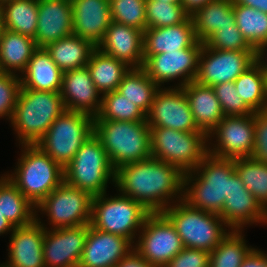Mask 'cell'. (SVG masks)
Returning a JSON list of instances; mask_svg holds the SVG:
<instances>
[{"instance_id": "cell-22", "label": "cell", "mask_w": 267, "mask_h": 267, "mask_svg": "<svg viewBox=\"0 0 267 267\" xmlns=\"http://www.w3.org/2000/svg\"><path fill=\"white\" fill-rule=\"evenodd\" d=\"M71 4L73 34L98 46L112 22L109 0H71Z\"/></svg>"}, {"instance_id": "cell-11", "label": "cell", "mask_w": 267, "mask_h": 267, "mask_svg": "<svg viewBox=\"0 0 267 267\" xmlns=\"http://www.w3.org/2000/svg\"><path fill=\"white\" fill-rule=\"evenodd\" d=\"M134 248L150 265L164 267L183 248L175 226L163 212L150 213Z\"/></svg>"}, {"instance_id": "cell-29", "label": "cell", "mask_w": 267, "mask_h": 267, "mask_svg": "<svg viewBox=\"0 0 267 267\" xmlns=\"http://www.w3.org/2000/svg\"><path fill=\"white\" fill-rule=\"evenodd\" d=\"M97 48L90 40L71 34L53 42L44 49L63 71L87 66L92 52Z\"/></svg>"}, {"instance_id": "cell-45", "label": "cell", "mask_w": 267, "mask_h": 267, "mask_svg": "<svg viewBox=\"0 0 267 267\" xmlns=\"http://www.w3.org/2000/svg\"><path fill=\"white\" fill-rule=\"evenodd\" d=\"M254 148L251 157L267 164V109L254 112Z\"/></svg>"}, {"instance_id": "cell-23", "label": "cell", "mask_w": 267, "mask_h": 267, "mask_svg": "<svg viewBox=\"0 0 267 267\" xmlns=\"http://www.w3.org/2000/svg\"><path fill=\"white\" fill-rule=\"evenodd\" d=\"M38 219L31 224L14 227L10 240L9 260L6 267H45L43 242L45 228Z\"/></svg>"}, {"instance_id": "cell-54", "label": "cell", "mask_w": 267, "mask_h": 267, "mask_svg": "<svg viewBox=\"0 0 267 267\" xmlns=\"http://www.w3.org/2000/svg\"><path fill=\"white\" fill-rule=\"evenodd\" d=\"M159 1H163V2H166V3H170V4L181 3V0H159Z\"/></svg>"}, {"instance_id": "cell-41", "label": "cell", "mask_w": 267, "mask_h": 267, "mask_svg": "<svg viewBox=\"0 0 267 267\" xmlns=\"http://www.w3.org/2000/svg\"><path fill=\"white\" fill-rule=\"evenodd\" d=\"M112 21L145 31L146 0H109Z\"/></svg>"}, {"instance_id": "cell-6", "label": "cell", "mask_w": 267, "mask_h": 267, "mask_svg": "<svg viewBox=\"0 0 267 267\" xmlns=\"http://www.w3.org/2000/svg\"><path fill=\"white\" fill-rule=\"evenodd\" d=\"M64 181L92 196L106 193L109 179L115 182V169L101 140L92 134L64 168Z\"/></svg>"}, {"instance_id": "cell-10", "label": "cell", "mask_w": 267, "mask_h": 267, "mask_svg": "<svg viewBox=\"0 0 267 267\" xmlns=\"http://www.w3.org/2000/svg\"><path fill=\"white\" fill-rule=\"evenodd\" d=\"M105 194L93 196L90 226L123 236L132 243L135 231L142 228L151 212L130 197L106 198Z\"/></svg>"}, {"instance_id": "cell-55", "label": "cell", "mask_w": 267, "mask_h": 267, "mask_svg": "<svg viewBox=\"0 0 267 267\" xmlns=\"http://www.w3.org/2000/svg\"><path fill=\"white\" fill-rule=\"evenodd\" d=\"M13 1V0H0V7L5 4L6 2Z\"/></svg>"}, {"instance_id": "cell-35", "label": "cell", "mask_w": 267, "mask_h": 267, "mask_svg": "<svg viewBox=\"0 0 267 267\" xmlns=\"http://www.w3.org/2000/svg\"><path fill=\"white\" fill-rule=\"evenodd\" d=\"M159 87L143 68H131L118 85L117 91L147 114Z\"/></svg>"}, {"instance_id": "cell-17", "label": "cell", "mask_w": 267, "mask_h": 267, "mask_svg": "<svg viewBox=\"0 0 267 267\" xmlns=\"http://www.w3.org/2000/svg\"><path fill=\"white\" fill-rule=\"evenodd\" d=\"M51 230L45 228V267H78L88 235V224Z\"/></svg>"}, {"instance_id": "cell-25", "label": "cell", "mask_w": 267, "mask_h": 267, "mask_svg": "<svg viewBox=\"0 0 267 267\" xmlns=\"http://www.w3.org/2000/svg\"><path fill=\"white\" fill-rule=\"evenodd\" d=\"M182 88L187 96L195 124L210 138L212 130L225 116L213 88L195 80Z\"/></svg>"}, {"instance_id": "cell-19", "label": "cell", "mask_w": 267, "mask_h": 267, "mask_svg": "<svg viewBox=\"0 0 267 267\" xmlns=\"http://www.w3.org/2000/svg\"><path fill=\"white\" fill-rule=\"evenodd\" d=\"M73 34L71 0H38V23L34 38L38 48Z\"/></svg>"}, {"instance_id": "cell-8", "label": "cell", "mask_w": 267, "mask_h": 267, "mask_svg": "<svg viewBox=\"0 0 267 267\" xmlns=\"http://www.w3.org/2000/svg\"><path fill=\"white\" fill-rule=\"evenodd\" d=\"M179 200L180 204L170 205L163 213L175 226L184 247L210 253L228 234L222 228L224 221L218 214L191 207L182 197Z\"/></svg>"}, {"instance_id": "cell-26", "label": "cell", "mask_w": 267, "mask_h": 267, "mask_svg": "<svg viewBox=\"0 0 267 267\" xmlns=\"http://www.w3.org/2000/svg\"><path fill=\"white\" fill-rule=\"evenodd\" d=\"M219 216L224 225L232 230H239L249 222H267V211L261 206L252 193L246 188L243 191H233L226 196ZM243 225V226H242Z\"/></svg>"}, {"instance_id": "cell-39", "label": "cell", "mask_w": 267, "mask_h": 267, "mask_svg": "<svg viewBox=\"0 0 267 267\" xmlns=\"http://www.w3.org/2000/svg\"><path fill=\"white\" fill-rule=\"evenodd\" d=\"M102 96L101 109L94 119L146 121V114L117 90Z\"/></svg>"}, {"instance_id": "cell-38", "label": "cell", "mask_w": 267, "mask_h": 267, "mask_svg": "<svg viewBox=\"0 0 267 267\" xmlns=\"http://www.w3.org/2000/svg\"><path fill=\"white\" fill-rule=\"evenodd\" d=\"M240 230H232L210 252L209 267H240L254 248H248Z\"/></svg>"}, {"instance_id": "cell-32", "label": "cell", "mask_w": 267, "mask_h": 267, "mask_svg": "<svg viewBox=\"0 0 267 267\" xmlns=\"http://www.w3.org/2000/svg\"><path fill=\"white\" fill-rule=\"evenodd\" d=\"M37 23L38 0H13L0 7L1 28L34 39Z\"/></svg>"}, {"instance_id": "cell-48", "label": "cell", "mask_w": 267, "mask_h": 267, "mask_svg": "<svg viewBox=\"0 0 267 267\" xmlns=\"http://www.w3.org/2000/svg\"><path fill=\"white\" fill-rule=\"evenodd\" d=\"M240 267H267V255L254 248Z\"/></svg>"}, {"instance_id": "cell-50", "label": "cell", "mask_w": 267, "mask_h": 267, "mask_svg": "<svg viewBox=\"0 0 267 267\" xmlns=\"http://www.w3.org/2000/svg\"><path fill=\"white\" fill-rule=\"evenodd\" d=\"M233 4H241L244 6L258 9L267 14V0H232Z\"/></svg>"}, {"instance_id": "cell-49", "label": "cell", "mask_w": 267, "mask_h": 267, "mask_svg": "<svg viewBox=\"0 0 267 267\" xmlns=\"http://www.w3.org/2000/svg\"><path fill=\"white\" fill-rule=\"evenodd\" d=\"M214 0H181L184 10L192 16L197 10Z\"/></svg>"}, {"instance_id": "cell-53", "label": "cell", "mask_w": 267, "mask_h": 267, "mask_svg": "<svg viewBox=\"0 0 267 267\" xmlns=\"http://www.w3.org/2000/svg\"><path fill=\"white\" fill-rule=\"evenodd\" d=\"M259 63H260V66L262 67V70H263V73H264V76L266 77L267 79V63L261 61V60H257ZM263 62V64H262Z\"/></svg>"}, {"instance_id": "cell-15", "label": "cell", "mask_w": 267, "mask_h": 267, "mask_svg": "<svg viewBox=\"0 0 267 267\" xmlns=\"http://www.w3.org/2000/svg\"><path fill=\"white\" fill-rule=\"evenodd\" d=\"M158 90L146 121L149 127H162L183 132L200 131L194 122L187 96L182 87Z\"/></svg>"}, {"instance_id": "cell-16", "label": "cell", "mask_w": 267, "mask_h": 267, "mask_svg": "<svg viewBox=\"0 0 267 267\" xmlns=\"http://www.w3.org/2000/svg\"><path fill=\"white\" fill-rule=\"evenodd\" d=\"M215 131V132H214ZM218 138L217 147L208 153L226 159L251 157L254 148V114L224 116L212 130Z\"/></svg>"}, {"instance_id": "cell-40", "label": "cell", "mask_w": 267, "mask_h": 267, "mask_svg": "<svg viewBox=\"0 0 267 267\" xmlns=\"http://www.w3.org/2000/svg\"><path fill=\"white\" fill-rule=\"evenodd\" d=\"M189 17L181 3L170 4L159 0H146L147 28L182 24Z\"/></svg>"}, {"instance_id": "cell-31", "label": "cell", "mask_w": 267, "mask_h": 267, "mask_svg": "<svg viewBox=\"0 0 267 267\" xmlns=\"http://www.w3.org/2000/svg\"><path fill=\"white\" fill-rule=\"evenodd\" d=\"M124 62L105 54L96 48L87 63V68L95 87L106 94L118 89L123 77L131 69Z\"/></svg>"}, {"instance_id": "cell-24", "label": "cell", "mask_w": 267, "mask_h": 267, "mask_svg": "<svg viewBox=\"0 0 267 267\" xmlns=\"http://www.w3.org/2000/svg\"><path fill=\"white\" fill-rule=\"evenodd\" d=\"M198 42L191 16L182 24L146 28L143 32V54L156 55L172 52Z\"/></svg>"}, {"instance_id": "cell-27", "label": "cell", "mask_w": 267, "mask_h": 267, "mask_svg": "<svg viewBox=\"0 0 267 267\" xmlns=\"http://www.w3.org/2000/svg\"><path fill=\"white\" fill-rule=\"evenodd\" d=\"M20 78L22 89L60 92L63 71L55 64L44 48H38Z\"/></svg>"}, {"instance_id": "cell-37", "label": "cell", "mask_w": 267, "mask_h": 267, "mask_svg": "<svg viewBox=\"0 0 267 267\" xmlns=\"http://www.w3.org/2000/svg\"><path fill=\"white\" fill-rule=\"evenodd\" d=\"M234 165L245 188L267 211V164L245 157L234 159Z\"/></svg>"}, {"instance_id": "cell-18", "label": "cell", "mask_w": 267, "mask_h": 267, "mask_svg": "<svg viewBox=\"0 0 267 267\" xmlns=\"http://www.w3.org/2000/svg\"><path fill=\"white\" fill-rule=\"evenodd\" d=\"M131 242L88 224V235L78 267H115L131 250Z\"/></svg>"}, {"instance_id": "cell-44", "label": "cell", "mask_w": 267, "mask_h": 267, "mask_svg": "<svg viewBox=\"0 0 267 267\" xmlns=\"http://www.w3.org/2000/svg\"><path fill=\"white\" fill-rule=\"evenodd\" d=\"M20 89V78L16 74L0 72V117L11 119Z\"/></svg>"}, {"instance_id": "cell-36", "label": "cell", "mask_w": 267, "mask_h": 267, "mask_svg": "<svg viewBox=\"0 0 267 267\" xmlns=\"http://www.w3.org/2000/svg\"><path fill=\"white\" fill-rule=\"evenodd\" d=\"M233 13L243 37L257 51L267 41V14L241 4H233Z\"/></svg>"}, {"instance_id": "cell-4", "label": "cell", "mask_w": 267, "mask_h": 267, "mask_svg": "<svg viewBox=\"0 0 267 267\" xmlns=\"http://www.w3.org/2000/svg\"><path fill=\"white\" fill-rule=\"evenodd\" d=\"M65 110L60 92L21 88L11 124L21 144H36Z\"/></svg>"}, {"instance_id": "cell-34", "label": "cell", "mask_w": 267, "mask_h": 267, "mask_svg": "<svg viewBox=\"0 0 267 267\" xmlns=\"http://www.w3.org/2000/svg\"><path fill=\"white\" fill-rule=\"evenodd\" d=\"M240 98L253 111L267 109V79L256 60L234 81Z\"/></svg>"}, {"instance_id": "cell-5", "label": "cell", "mask_w": 267, "mask_h": 267, "mask_svg": "<svg viewBox=\"0 0 267 267\" xmlns=\"http://www.w3.org/2000/svg\"><path fill=\"white\" fill-rule=\"evenodd\" d=\"M23 146L26 151L14 176L7 177L36 206L64 181V169L36 144Z\"/></svg>"}, {"instance_id": "cell-14", "label": "cell", "mask_w": 267, "mask_h": 267, "mask_svg": "<svg viewBox=\"0 0 267 267\" xmlns=\"http://www.w3.org/2000/svg\"><path fill=\"white\" fill-rule=\"evenodd\" d=\"M202 46L203 43L198 41L188 48L156 55H144L142 68L159 87L160 83L180 78V76L184 79L178 87H183L196 78Z\"/></svg>"}, {"instance_id": "cell-46", "label": "cell", "mask_w": 267, "mask_h": 267, "mask_svg": "<svg viewBox=\"0 0 267 267\" xmlns=\"http://www.w3.org/2000/svg\"><path fill=\"white\" fill-rule=\"evenodd\" d=\"M209 263L208 251L184 247L164 267H209Z\"/></svg>"}, {"instance_id": "cell-9", "label": "cell", "mask_w": 267, "mask_h": 267, "mask_svg": "<svg viewBox=\"0 0 267 267\" xmlns=\"http://www.w3.org/2000/svg\"><path fill=\"white\" fill-rule=\"evenodd\" d=\"M152 157L178 167L183 173L193 171L208 154L204 132H183L150 127Z\"/></svg>"}, {"instance_id": "cell-20", "label": "cell", "mask_w": 267, "mask_h": 267, "mask_svg": "<svg viewBox=\"0 0 267 267\" xmlns=\"http://www.w3.org/2000/svg\"><path fill=\"white\" fill-rule=\"evenodd\" d=\"M99 94L87 66L63 72L60 95L66 110L95 118L101 109L102 99L97 100Z\"/></svg>"}, {"instance_id": "cell-42", "label": "cell", "mask_w": 267, "mask_h": 267, "mask_svg": "<svg viewBox=\"0 0 267 267\" xmlns=\"http://www.w3.org/2000/svg\"><path fill=\"white\" fill-rule=\"evenodd\" d=\"M204 44L208 48L230 51H255L243 37L237 25L219 28Z\"/></svg>"}, {"instance_id": "cell-7", "label": "cell", "mask_w": 267, "mask_h": 267, "mask_svg": "<svg viewBox=\"0 0 267 267\" xmlns=\"http://www.w3.org/2000/svg\"><path fill=\"white\" fill-rule=\"evenodd\" d=\"M92 134L93 116L65 110L36 145L64 169Z\"/></svg>"}, {"instance_id": "cell-52", "label": "cell", "mask_w": 267, "mask_h": 267, "mask_svg": "<svg viewBox=\"0 0 267 267\" xmlns=\"http://www.w3.org/2000/svg\"><path fill=\"white\" fill-rule=\"evenodd\" d=\"M267 47V41L263 43V45L256 51V60H263V53Z\"/></svg>"}, {"instance_id": "cell-43", "label": "cell", "mask_w": 267, "mask_h": 267, "mask_svg": "<svg viewBox=\"0 0 267 267\" xmlns=\"http://www.w3.org/2000/svg\"><path fill=\"white\" fill-rule=\"evenodd\" d=\"M212 88L225 116L254 114V112L240 98L234 82L219 83Z\"/></svg>"}, {"instance_id": "cell-51", "label": "cell", "mask_w": 267, "mask_h": 267, "mask_svg": "<svg viewBox=\"0 0 267 267\" xmlns=\"http://www.w3.org/2000/svg\"><path fill=\"white\" fill-rule=\"evenodd\" d=\"M12 228V229H11ZM13 231L14 227L12 224L6 219L4 215L0 212V234L5 233L6 231Z\"/></svg>"}, {"instance_id": "cell-21", "label": "cell", "mask_w": 267, "mask_h": 267, "mask_svg": "<svg viewBox=\"0 0 267 267\" xmlns=\"http://www.w3.org/2000/svg\"><path fill=\"white\" fill-rule=\"evenodd\" d=\"M97 48L130 68L144 65L143 31L139 29L112 21Z\"/></svg>"}, {"instance_id": "cell-13", "label": "cell", "mask_w": 267, "mask_h": 267, "mask_svg": "<svg viewBox=\"0 0 267 267\" xmlns=\"http://www.w3.org/2000/svg\"><path fill=\"white\" fill-rule=\"evenodd\" d=\"M255 61L256 51L217 50L203 43L195 81L210 87L234 82Z\"/></svg>"}, {"instance_id": "cell-33", "label": "cell", "mask_w": 267, "mask_h": 267, "mask_svg": "<svg viewBox=\"0 0 267 267\" xmlns=\"http://www.w3.org/2000/svg\"><path fill=\"white\" fill-rule=\"evenodd\" d=\"M35 207L8 177L0 179V212L13 227L31 224L36 219Z\"/></svg>"}, {"instance_id": "cell-47", "label": "cell", "mask_w": 267, "mask_h": 267, "mask_svg": "<svg viewBox=\"0 0 267 267\" xmlns=\"http://www.w3.org/2000/svg\"><path fill=\"white\" fill-rule=\"evenodd\" d=\"M115 267H155L150 265L134 248Z\"/></svg>"}, {"instance_id": "cell-1", "label": "cell", "mask_w": 267, "mask_h": 267, "mask_svg": "<svg viewBox=\"0 0 267 267\" xmlns=\"http://www.w3.org/2000/svg\"><path fill=\"white\" fill-rule=\"evenodd\" d=\"M115 183L122 195L141 203L151 213L163 212L169 206L168 199L183 192L184 173L174 165L150 157L116 169Z\"/></svg>"}, {"instance_id": "cell-30", "label": "cell", "mask_w": 267, "mask_h": 267, "mask_svg": "<svg viewBox=\"0 0 267 267\" xmlns=\"http://www.w3.org/2000/svg\"><path fill=\"white\" fill-rule=\"evenodd\" d=\"M197 40L204 43L219 28L234 26L232 0H214L191 16Z\"/></svg>"}, {"instance_id": "cell-2", "label": "cell", "mask_w": 267, "mask_h": 267, "mask_svg": "<svg viewBox=\"0 0 267 267\" xmlns=\"http://www.w3.org/2000/svg\"><path fill=\"white\" fill-rule=\"evenodd\" d=\"M195 171L198 177L192 180L191 174H197ZM194 180L196 182L190 189L185 188ZM184 188L186 192L180 193L188 205L219 215L226 196L233 191H243L245 185L235 171L234 159L219 158L208 153L193 171L184 173Z\"/></svg>"}, {"instance_id": "cell-12", "label": "cell", "mask_w": 267, "mask_h": 267, "mask_svg": "<svg viewBox=\"0 0 267 267\" xmlns=\"http://www.w3.org/2000/svg\"><path fill=\"white\" fill-rule=\"evenodd\" d=\"M93 196L63 181L35 207L47 212L55 228L90 224Z\"/></svg>"}, {"instance_id": "cell-28", "label": "cell", "mask_w": 267, "mask_h": 267, "mask_svg": "<svg viewBox=\"0 0 267 267\" xmlns=\"http://www.w3.org/2000/svg\"><path fill=\"white\" fill-rule=\"evenodd\" d=\"M37 49L32 37L0 28V72L14 74L16 69L24 73Z\"/></svg>"}, {"instance_id": "cell-3", "label": "cell", "mask_w": 267, "mask_h": 267, "mask_svg": "<svg viewBox=\"0 0 267 267\" xmlns=\"http://www.w3.org/2000/svg\"><path fill=\"white\" fill-rule=\"evenodd\" d=\"M94 134L101 140L115 170L152 157L147 121L94 119Z\"/></svg>"}]
</instances>
